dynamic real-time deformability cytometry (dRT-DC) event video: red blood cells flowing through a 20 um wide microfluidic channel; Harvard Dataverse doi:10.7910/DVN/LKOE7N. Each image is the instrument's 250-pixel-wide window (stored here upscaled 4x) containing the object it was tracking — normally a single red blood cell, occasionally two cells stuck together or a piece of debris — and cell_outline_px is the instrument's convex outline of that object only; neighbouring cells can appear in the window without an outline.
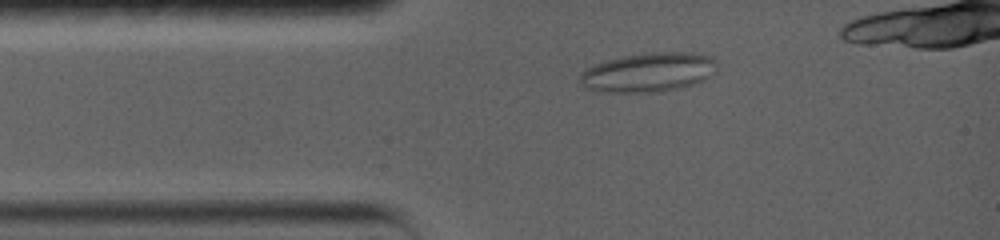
{"species": "common noctule bat (a hibernating species)", "species_latin": "Nyctalus noctula", "temperature_condition": "warm", "stored_images_in_passage": 40, "camera_frame_rate_fps": 5000, "um_per_image_px": 0.085, "animal": {"sex": "female", "body_mass_g": 19.0, "forearm_length_mm": 56.7}, "frame": {"image": 1, "passage_image": 1, "time_ms": 0.0, "image_size_px": [1000, 240], "cell_outline_px": [[716, 72], [704, 80], [680, 88], [656, 92], [608, 92], [584, 88], [580, 84], [580, 72], [596, 64], [608, 60], [624, 56], [644, 52], [692, 52], [712, 56], [716, 60]], "centroid_in_image_um": [55.15, 6.14], "position_along_channel_um": 29.9, "area_um2": 31.5}}
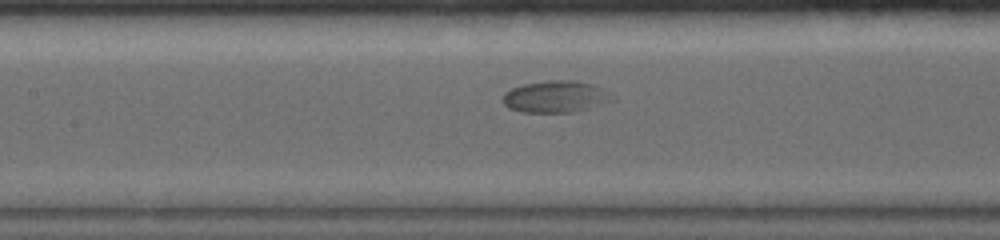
{"frame": {"image": 2, "passage_image": 19, "time_ms": 4.2, "image_size_px": [1000, 240], "cell_outline_px": [[616, 100], [588, 108], [572, 112], [524, 112], [508, 108], [504, 104], [504, 92], [512, 88], [524, 84], [548, 80], [576, 80], [592, 84], [600, 88]], "centroid_in_image_um": [47.2, 8.21], "position_along_channel_um": 160.2, "area_um2": 20.0}}
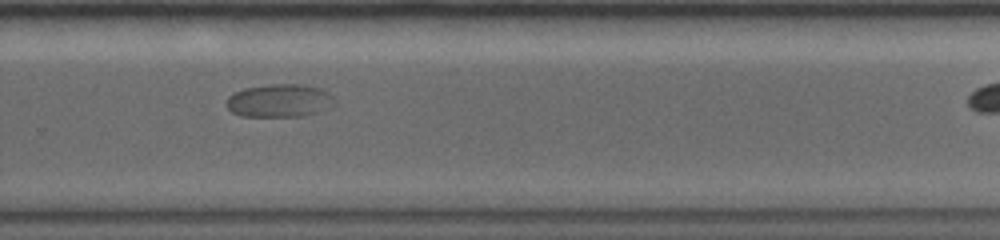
{"frame": {"image": 3, "passage_image": 35, "time_ms": 8.4, "image_size_px": [1000, 240], "cell_outline_px": [[336, 104], [332, 108], [304, 116], [240, 116], [232, 112], [224, 104], [228, 96], [244, 88], [272, 84], [304, 84], [320, 88], [328, 92], [336, 100]], "centroid_in_image_um": [23.79, 8.56], "position_along_channel_um": 306.0, "area_um2": 21.15}}